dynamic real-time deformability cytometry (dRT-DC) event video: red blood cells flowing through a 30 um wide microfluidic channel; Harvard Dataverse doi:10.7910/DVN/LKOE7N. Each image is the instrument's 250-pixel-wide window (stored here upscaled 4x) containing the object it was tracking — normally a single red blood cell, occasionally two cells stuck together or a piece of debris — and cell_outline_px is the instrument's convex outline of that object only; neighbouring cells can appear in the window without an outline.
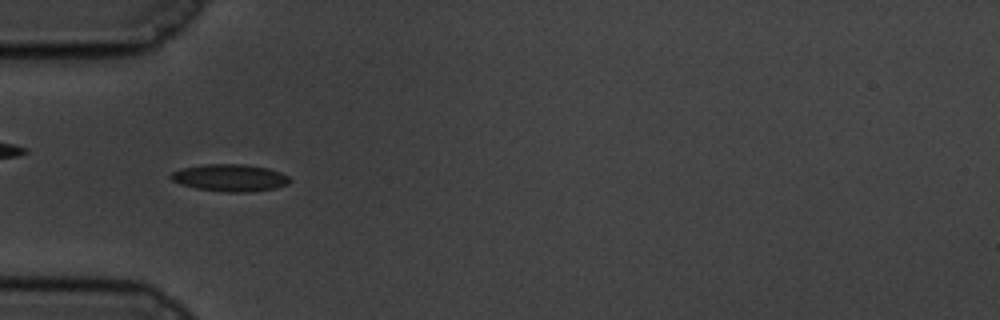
{"species": "common noctule bat (a hibernating species)", "species_latin": "Nyctalus noctula", "temperature_condition": "cold", "stored_images_in_passage": 58, "camera_frame_rate_fps": 3000, "um_per_image_px": 0.085, "animal": {"sex": "male", "body_mass_g": 19.5, "forearm_length_mm": 54.6}, "frame": {"image": 1, "passage_image": 18, "time_ms": 5.667, "image_size_px": [1000, 320], "cell_outline_px": [[292, 180], [288, 184], [276, 188], [248, 192], [224, 192], [196, 188], [180, 184], [172, 180], [168, 176], [172, 172], [180, 168], [204, 164], [244, 164], [268, 168], [280, 172], [288, 176]], "centroid_in_image_um": [19.54, 15.11], "position_along_channel_um": 65.5, "area_um2": 18.96}}
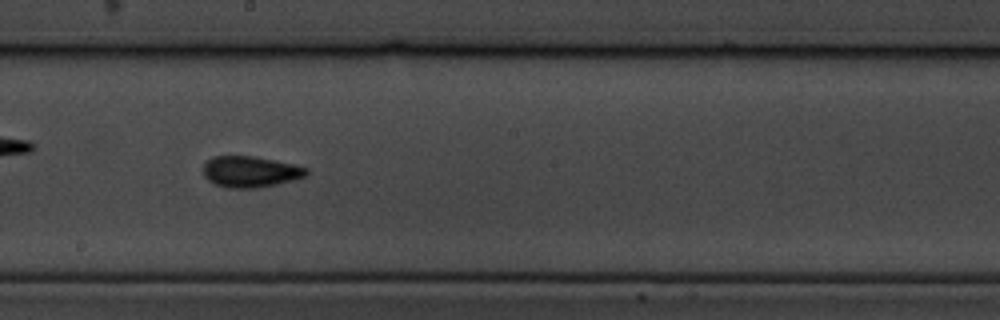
{"frame": {"image": 2, "passage_image": 32, "time_ms": 10.333, "image_size_px": [1000, 320], "cell_outline_px": [[308, 176], [276, 184], [256, 188], [228, 188], [216, 184], [208, 180], [204, 176], [204, 164], [212, 156], [252, 156], [292, 164], [308, 168]], "centroid_in_image_um": [21.28, 14.6], "position_along_channel_um": 226.9, "area_um2": 18.55}}
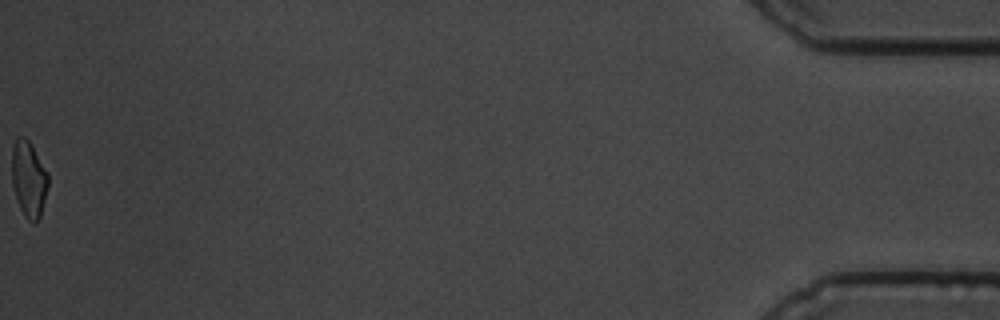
{"frame": {"image": 3, "passage_image": 58, "time_ms": 19.0, "image_size_px": [1000, 320], "cell_outline_px": [[48, 188], [40, 216], [36, 224], [32, 224], [24, 216], [20, 208], [12, 184], [12, 148], [16, 136], [24, 136], [28, 140], [48, 172]], "centroid_in_image_um": [2.44, 15.23], "position_along_channel_um": 432.8, "area_um2": 16.18}, "authors_computed_cell_mechanics": {"area_um2": 17.34, "velocity_mm_per_s": 3.4822, "shape_relaxation_time_tau1_ms": 3.9385, "shape_relaxation_time_tau2_ms": 3.1455, "deformation_change_tau1": 0.1205, "deformation_change_tau2": 0.0923}}